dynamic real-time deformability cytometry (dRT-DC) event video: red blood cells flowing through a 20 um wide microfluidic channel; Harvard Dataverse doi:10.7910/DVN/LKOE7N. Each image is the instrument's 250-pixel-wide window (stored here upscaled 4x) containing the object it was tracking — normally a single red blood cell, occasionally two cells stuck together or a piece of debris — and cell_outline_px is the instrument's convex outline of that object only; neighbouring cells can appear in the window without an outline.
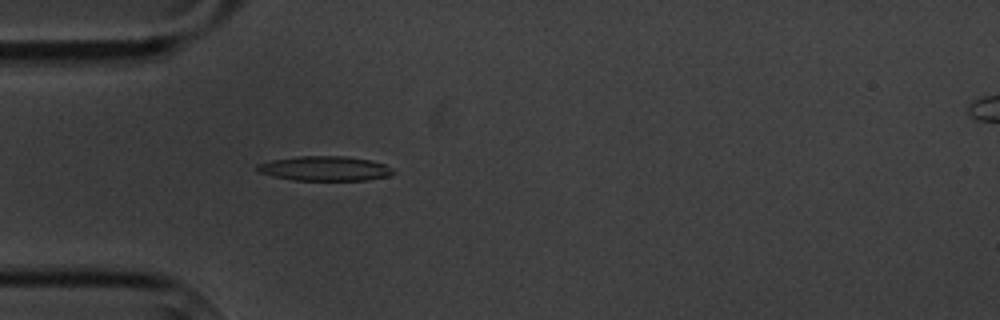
{"species": "common noctule bat (a hibernating species)", "species_latin": "Nyctalus noctula", "temperature_condition": "cold", "stored_images_in_passage": 5, "camera_frame_rate_fps": 3000, "um_per_image_px": 0.085, "animal": {"sex": "male", "body_mass_g": 20.1, "forearm_length_mm": 53.5}, "frame": {"image": 1, "passage_image": 5, "time_ms": 5.333, "image_size_px": [1000, 320], "cell_outline_px": [[396, 172], [388, 176], [368, 180], [292, 180], [272, 176], [256, 172], [256, 164], [272, 160], [300, 156], [344, 156], [368, 160], [384, 164]], "centroid_in_image_um": [27.56, 14.33], "position_along_channel_um": 57.4, "area_um2": 19.48}}